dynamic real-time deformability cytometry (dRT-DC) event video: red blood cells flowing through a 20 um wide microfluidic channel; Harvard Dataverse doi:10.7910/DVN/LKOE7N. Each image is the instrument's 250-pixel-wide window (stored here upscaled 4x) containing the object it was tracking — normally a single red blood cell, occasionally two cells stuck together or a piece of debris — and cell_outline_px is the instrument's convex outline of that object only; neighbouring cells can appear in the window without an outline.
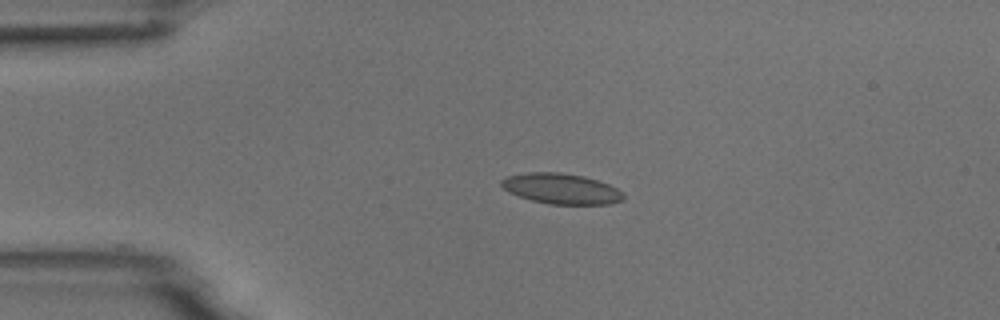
{"species": "common noctule bat (a hibernating species)", "species_latin": "Nyctalus noctula", "temperature_condition": "room temperature", "stored_images_in_passage": 43, "camera_frame_rate_fps": 3000, "um_per_image_px": 0.085, "animal": {"sex": "male", "body_mass_g": 18.8}, "frame": {"image": 1, "passage_image": 1, "time_ms": 0.0, "image_size_px": [1000, 320], "cell_outline_px": [[624, 200], [608, 204], [548, 204], [532, 200], [508, 192], [500, 184], [500, 180], [508, 176], [528, 172], [560, 172], [584, 176], [608, 184], [616, 188], [624, 196]], "centroid_in_image_um": [47.69, 16.03], "position_along_channel_um": 37.3, "area_um2": 21.56}}
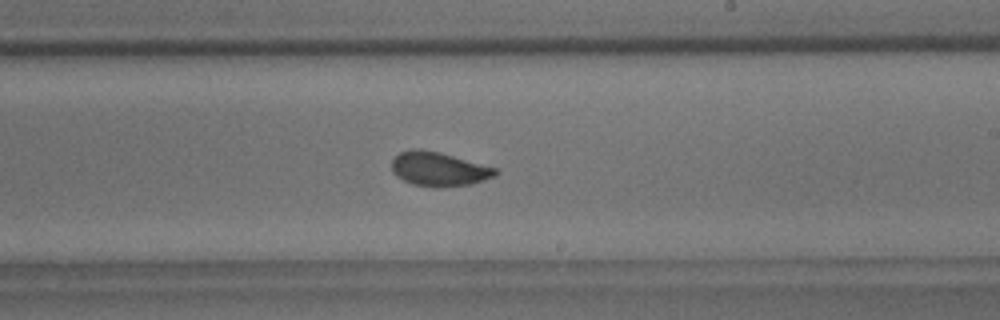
{"frame": {"image": 2, "passage_image": 21, "time_ms": 6.667, "image_size_px": [1000, 320], "cell_outline_px": [[500, 172], [496, 176], [472, 184], [440, 188], [412, 184], [396, 176], [392, 172], [392, 160], [400, 152], [412, 148], [420, 148], [440, 152], [496, 168]], "centroid_in_image_um": [37.3, 14.37], "position_along_channel_um": 251.7, "area_um2": 20.81}}
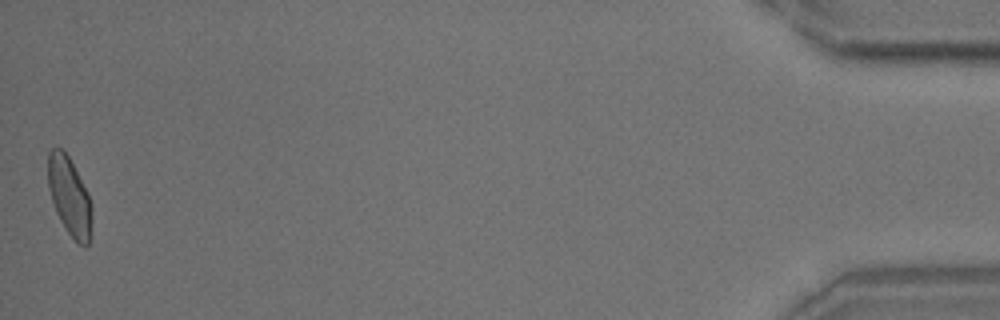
{"frame": {"image": 3, "passage_image": 43, "time_ms": 14.0, "image_size_px": [1000, 320], "cell_outline_px": [[92, 236], [88, 244], [84, 248], [68, 232], [60, 220], [56, 212], [48, 188], [48, 152], [52, 148], [60, 148], [68, 156], [88, 192], [92, 208]], "centroid_in_image_um": [5.93, 16.72], "position_along_channel_um": 429.3, "area_um2": 20.06}, "authors_computed_cell_mechanics": {"area_um2": 20.3456, "velocity_mm_per_s": 3.6957, "shape_relaxation_time_tau1_ms": null, "shape_relaxation_time_tau2_ms": 1.2593, "deformation_change_tau1": null, "deformation_change_tau2": 0.0582}}